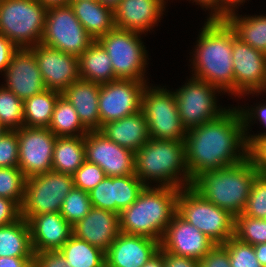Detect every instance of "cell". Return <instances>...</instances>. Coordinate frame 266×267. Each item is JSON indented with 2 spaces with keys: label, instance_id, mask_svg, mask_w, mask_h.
I'll use <instances>...</instances> for the list:
<instances>
[{
  "label": "cell",
  "instance_id": "cb8c5ba5",
  "mask_svg": "<svg viewBox=\"0 0 266 267\" xmlns=\"http://www.w3.org/2000/svg\"><path fill=\"white\" fill-rule=\"evenodd\" d=\"M99 91L100 84L79 79L61 93L75 108L80 121L89 131L101 129Z\"/></svg>",
  "mask_w": 266,
  "mask_h": 267
},
{
  "label": "cell",
  "instance_id": "7a4b0ae2",
  "mask_svg": "<svg viewBox=\"0 0 266 267\" xmlns=\"http://www.w3.org/2000/svg\"><path fill=\"white\" fill-rule=\"evenodd\" d=\"M192 52V77L234 95L233 29L225 20L205 21Z\"/></svg>",
  "mask_w": 266,
  "mask_h": 267
},
{
  "label": "cell",
  "instance_id": "836d02e7",
  "mask_svg": "<svg viewBox=\"0 0 266 267\" xmlns=\"http://www.w3.org/2000/svg\"><path fill=\"white\" fill-rule=\"evenodd\" d=\"M0 123L8 130L24 127L23 100L3 84L0 87Z\"/></svg>",
  "mask_w": 266,
  "mask_h": 267
},
{
  "label": "cell",
  "instance_id": "52a82bcc",
  "mask_svg": "<svg viewBox=\"0 0 266 267\" xmlns=\"http://www.w3.org/2000/svg\"><path fill=\"white\" fill-rule=\"evenodd\" d=\"M177 213L215 244H224L234 236L235 217L204 199L191 186L180 189Z\"/></svg>",
  "mask_w": 266,
  "mask_h": 267
},
{
  "label": "cell",
  "instance_id": "9c48e42d",
  "mask_svg": "<svg viewBox=\"0 0 266 267\" xmlns=\"http://www.w3.org/2000/svg\"><path fill=\"white\" fill-rule=\"evenodd\" d=\"M141 111L146 117L150 139L185 140L187 131L182 126L172 90L147 84L141 97Z\"/></svg>",
  "mask_w": 266,
  "mask_h": 267
},
{
  "label": "cell",
  "instance_id": "f546056e",
  "mask_svg": "<svg viewBox=\"0 0 266 267\" xmlns=\"http://www.w3.org/2000/svg\"><path fill=\"white\" fill-rule=\"evenodd\" d=\"M224 20L241 41L266 54V15L243 17L237 12H232Z\"/></svg>",
  "mask_w": 266,
  "mask_h": 267
},
{
  "label": "cell",
  "instance_id": "30bf717a",
  "mask_svg": "<svg viewBox=\"0 0 266 267\" xmlns=\"http://www.w3.org/2000/svg\"><path fill=\"white\" fill-rule=\"evenodd\" d=\"M73 187L72 175L54 170L26 178L21 217L29 221L38 214L60 212Z\"/></svg>",
  "mask_w": 266,
  "mask_h": 267
},
{
  "label": "cell",
  "instance_id": "db71d44e",
  "mask_svg": "<svg viewBox=\"0 0 266 267\" xmlns=\"http://www.w3.org/2000/svg\"><path fill=\"white\" fill-rule=\"evenodd\" d=\"M246 0H217V4L227 13L235 12L240 4H244ZM244 2V3H243ZM238 5V6H237ZM236 8V9H235Z\"/></svg>",
  "mask_w": 266,
  "mask_h": 267
},
{
  "label": "cell",
  "instance_id": "8fae6325",
  "mask_svg": "<svg viewBox=\"0 0 266 267\" xmlns=\"http://www.w3.org/2000/svg\"><path fill=\"white\" fill-rule=\"evenodd\" d=\"M93 42L70 4L47 8L42 44L79 57Z\"/></svg>",
  "mask_w": 266,
  "mask_h": 267
},
{
  "label": "cell",
  "instance_id": "ac0fdd59",
  "mask_svg": "<svg viewBox=\"0 0 266 267\" xmlns=\"http://www.w3.org/2000/svg\"><path fill=\"white\" fill-rule=\"evenodd\" d=\"M216 244L178 213L167 226L160 248L178 256L200 261Z\"/></svg>",
  "mask_w": 266,
  "mask_h": 267
},
{
  "label": "cell",
  "instance_id": "603a6c76",
  "mask_svg": "<svg viewBox=\"0 0 266 267\" xmlns=\"http://www.w3.org/2000/svg\"><path fill=\"white\" fill-rule=\"evenodd\" d=\"M28 224L33 252L59 251L73 234L72 226L60 212L35 215Z\"/></svg>",
  "mask_w": 266,
  "mask_h": 267
},
{
  "label": "cell",
  "instance_id": "f5cc1de1",
  "mask_svg": "<svg viewBox=\"0 0 266 267\" xmlns=\"http://www.w3.org/2000/svg\"><path fill=\"white\" fill-rule=\"evenodd\" d=\"M0 267H34V257H0Z\"/></svg>",
  "mask_w": 266,
  "mask_h": 267
},
{
  "label": "cell",
  "instance_id": "5b68a950",
  "mask_svg": "<svg viewBox=\"0 0 266 267\" xmlns=\"http://www.w3.org/2000/svg\"><path fill=\"white\" fill-rule=\"evenodd\" d=\"M258 173L248 157L236 165L202 173L192 181L191 187L204 199L236 217L243 213Z\"/></svg>",
  "mask_w": 266,
  "mask_h": 267
},
{
  "label": "cell",
  "instance_id": "ba28073f",
  "mask_svg": "<svg viewBox=\"0 0 266 267\" xmlns=\"http://www.w3.org/2000/svg\"><path fill=\"white\" fill-rule=\"evenodd\" d=\"M142 34L118 28L112 29L97 41L111 59L116 79L147 81L148 52L140 37Z\"/></svg>",
  "mask_w": 266,
  "mask_h": 267
},
{
  "label": "cell",
  "instance_id": "1f68e13d",
  "mask_svg": "<svg viewBox=\"0 0 266 267\" xmlns=\"http://www.w3.org/2000/svg\"><path fill=\"white\" fill-rule=\"evenodd\" d=\"M61 93L45 89L23 101L24 126L48 128L53 109Z\"/></svg>",
  "mask_w": 266,
  "mask_h": 267
},
{
  "label": "cell",
  "instance_id": "f35d334b",
  "mask_svg": "<svg viewBox=\"0 0 266 267\" xmlns=\"http://www.w3.org/2000/svg\"><path fill=\"white\" fill-rule=\"evenodd\" d=\"M243 214L266 219V174L258 173L254 178Z\"/></svg>",
  "mask_w": 266,
  "mask_h": 267
},
{
  "label": "cell",
  "instance_id": "f907efd6",
  "mask_svg": "<svg viewBox=\"0 0 266 267\" xmlns=\"http://www.w3.org/2000/svg\"><path fill=\"white\" fill-rule=\"evenodd\" d=\"M159 251L164 255L165 267H198V260L171 254L161 248H159Z\"/></svg>",
  "mask_w": 266,
  "mask_h": 267
},
{
  "label": "cell",
  "instance_id": "6da1fadb",
  "mask_svg": "<svg viewBox=\"0 0 266 267\" xmlns=\"http://www.w3.org/2000/svg\"><path fill=\"white\" fill-rule=\"evenodd\" d=\"M185 160L193 181L204 172L236 165L248 158L247 137L238 108L187 130Z\"/></svg>",
  "mask_w": 266,
  "mask_h": 267
},
{
  "label": "cell",
  "instance_id": "2e32d148",
  "mask_svg": "<svg viewBox=\"0 0 266 267\" xmlns=\"http://www.w3.org/2000/svg\"><path fill=\"white\" fill-rule=\"evenodd\" d=\"M85 157L100 166L106 176L121 177L135 174V153L108 139L99 130L84 136Z\"/></svg>",
  "mask_w": 266,
  "mask_h": 267
},
{
  "label": "cell",
  "instance_id": "c3c4849f",
  "mask_svg": "<svg viewBox=\"0 0 266 267\" xmlns=\"http://www.w3.org/2000/svg\"><path fill=\"white\" fill-rule=\"evenodd\" d=\"M34 267H68L59 251L34 252Z\"/></svg>",
  "mask_w": 266,
  "mask_h": 267
},
{
  "label": "cell",
  "instance_id": "bcb514c9",
  "mask_svg": "<svg viewBox=\"0 0 266 267\" xmlns=\"http://www.w3.org/2000/svg\"><path fill=\"white\" fill-rule=\"evenodd\" d=\"M198 267H231L227 249L216 244L198 263Z\"/></svg>",
  "mask_w": 266,
  "mask_h": 267
},
{
  "label": "cell",
  "instance_id": "60d3db41",
  "mask_svg": "<svg viewBox=\"0 0 266 267\" xmlns=\"http://www.w3.org/2000/svg\"><path fill=\"white\" fill-rule=\"evenodd\" d=\"M91 206L116 213V177L105 176L89 191Z\"/></svg>",
  "mask_w": 266,
  "mask_h": 267
},
{
  "label": "cell",
  "instance_id": "9a60e30c",
  "mask_svg": "<svg viewBox=\"0 0 266 267\" xmlns=\"http://www.w3.org/2000/svg\"><path fill=\"white\" fill-rule=\"evenodd\" d=\"M56 138L48 128L18 129V167L26 178L52 170Z\"/></svg>",
  "mask_w": 266,
  "mask_h": 267
},
{
  "label": "cell",
  "instance_id": "4dcf8cb0",
  "mask_svg": "<svg viewBox=\"0 0 266 267\" xmlns=\"http://www.w3.org/2000/svg\"><path fill=\"white\" fill-rule=\"evenodd\" d=\"M48 129L56 137L85 136L89 130L82 124L75 108L60 95L55 103Z\"/></svg>",
  "mask_w": 266,
  "mask_h": 267
},
{
  "label": "cell",
  "instance_id": "3957f363",
  "mask_svg": "<svg viewBox=\"0 0 266 267\" xmlns=\"http://www.w3.org/2000/svg\"><path fill=\"white\" fill-rule=\"evenodd\" d=\"M152 186H145L138 198L120 212L119 229L124 234L142 235L160 242L177 213L180 189Z\"/></svg>",
  "mask_w": 266,
  "mask_h": 267
},
{
  "label": "cell",
  "instance_id": "44dd1931",
  "mask_svg": "<svg viewBox=\"0 0 266 267\" xmlns=\"http://www.w3.org/2000/svg\"><path fill=\"white\" fill-rule=\"evenodd\" d=\"M168 0H121L114 9L115 27L145 34L160 22Z\"/></svg>",
  "mask_w": 266,
  "mask_h": 267
},
{
  "label": "cell",
  "instance_id": "277c9868",
  "mask_svg": "<svg viewBox=\"0 0 266 267\" xmlns=\"http://www.w3.org/2000/svg\"><path fill=\"white\" fill-rule=\"evenodd\" d=\"M135 175L146 185L186 188L192 185L184 141L149 139L135 152Z\"/></svg>",
  "mask_w": 266,
  "mask_h": 267
},
{
  "label": "cell",
  "instance_id": "4316f807",
  "mask_svg": "<svg viewBox=\"0 0 266 267\" xmlns=\"http://www.w3.org/2000/svg\"><path fill=\"white\" fill-rule=\"evenodd\" d=\"M80 79L98 84L117 80L111 59L103 46L96 40L78 57Z\"/></svg>",
  "mask_w": 266,
  "mask_h": 267
},
{
  "label": "cell",
  "instance_id": "7dc6e473",
  "mask_svg": "<svg viewBox=\"0 0 266 267\" xmlns=\"http://www.w3.org/2000/svg\"><path fill=\"white\" fill-rule=\"evenodd\" d=\"M21 218V206L13 200L0 197V226L14 223Z\"/></svg>",
  "mask_w": 266,
  "mask_h": 267
},
{
  "label": "cell",
  "instance_id": "91938a15",
  "mask_svg": "<svg viewBox=\"0 0 266 267\" xmlns=\"http://www.w3.org/2000/svg\"><path fill=\"white\" fill-rule=\"evenodd\" d=\"M6 131H8V129L0 123V137H1Z\"/></svg>",
  "mask_w": 266,
  "mask_h": 267
},
{
  "label": "cell",
  "instance_id": "681fc988",
  "mask_svg": "<svg viewBox=\"0 0 266 267\" xmlns=\"http://www.w3.org/2000/svg\"><path fill=\"white\" fill-rule=\"evenodd\" d=\"M18 47L3 34H0V72H5L10 64L13 53Z\"/></svg>",
  "mask_w": 266,
  "mask_h": 267
},
{
  "label": "cell",
  "instance_id": "f6af8a7d",
  "mask_svg": "<svg viewBox=\"0 0 266 267\" xmlns=\"http://www.w3.org/2000/svg\"><path fill=\"white\" fill-rule=\"evenodd\" d=\"M248 157L259 173L266 174V136L247 137Z\"/></svg>",
  "mask_w": 266,
  "mask_h": 267
},
{
  "label": "cell",
  "instance_id": "b9f144b4",
  "mask_svg": "<svg viewBox=\"0 0 266 267\" xmlns=\"http://www.w3.org/2000/svg\"><path fill=\"white\" fill-rule=\"evenodd\" d=\"M72 176L74 187L89 192L100 183L106 175L100 166L85 160Z\"/></svg>",
  "mask_w": 266,
  "mask_h": 267
},
{
  "label": "cell",
  "instance_id": "11a10c76",
  "mask_svg": "<svg viewBox=\"0 0 266 267\" xmlns=\"http://www.w3.org/2000/svg\"><path fill=\"white\" fill-rule=\"evenodd\" d=\"M254 251L256 254V258L259 261V263L266 267V243H260L254 245Z\"/></svg>",
  "mask_w": 266,
  "mask_h": 267
},
{
  "label": "cell",
  "instance_id": "680465c9",
  "mask_svg": "<svg viewBox=\"0 0 266 267\" xmlns=\"http://www.w3.org/2000/svg\"><path fill=\"white\" fill-rule=\"evenodd\" d=\"M97 1L100 2L102 5L107 6L114 10L118 6L121 0H97Z\"/></svg>",
  "mask_w": 266,
  "mask_h": 267
},
{
  "label": "cell",
  "instance_id": "ab89813d",
  "mask_svg": "<svg viewBox=\"0 0 266 267\" xmlns=\"http://www.w3.org/2000/svg\"><path fill=\"white\" fill-rule=\"evenodd\" d=\"M222 245L227 249L231 267H263L256 258L253 245L234 236Z\"/></svg>",
  "mask_w": 266,
  "mask_h": 267
},
{
  "label": "cell",
  "instance_id": "94428289",
  "mask_svg": "<svg viewBox=\"0 0 266 267\" xmlns=\"http://www.w3.org/2000/svg\"><path fill=\"white\" fill-rule=\"evenodd\" d=\"M100 267H109L106 263H104L103 265H101Z\"/></svg>",
  "mask_w": 266,
  "mask_h": 267
},
{
  "label": "cell",
  "instance_id": "7bdbcfd3",
  "mask_svg": "<svg viewBox=\"0 0 266 267\" xmlns=\"http://www.w3.org/2000/svg\"><path fill=\"white\" fill-rule=\"evenodd\" d=\"M18 166V130H8L0 137V167Z\"/></svg>",
  "mask_w": 266,
  "mask_h": 267
},
{
  "label": "cell",
  "instance_id": "7c38bea8",
  "mask_svg": "<svg viewBox=\"0 0 266 267\" xmlns=\"http://www.w3.org/2000/svg\"><path fill=\"white\" fill-rule=\"evenodd\" d=\"M184 84L173 92L186 131L219 118L228 110L218 106L216 93H223L219 88L192 76Z\"/></svg>",
  "mask_w": 266,
  "mask_h": 267
},
{
  "label": "cell",
  "instance_id": "e575fe53",
  "mask_svg": "<svg viewBox=\"0 0 266 267\" xmlns=\"http://www.w3.org/2000/svg\"><path fill=\"white\" fill-rule=\"evenodd\" d=\"M234 237L253 246L266 243V219L251 218L243 213L237 215L234 224Z\"/></svg>",
  "mask_w": 266,
  "mask_h": 267
},
{
  "label": "cell",
  "instance_id": "9f6ffc18",
  "mask_svg": "<svg viewBox=\"0 0 266 267\" xmlns=\"http://www.w3.org/2000/svg\"><path fill=\"white\" fill-rule=\"evenodd\" d=\"M143 267H165L164 255L158 251L144 264Z\"/></svg>",
  "mask_w": 266,
  "mask_h": 267
},
{
  "label": "cell",
  "instance_id": "ee69618b",
  "mask_svg": "<svg viewBox=\"0 0 266 267\" xmlns=\"http://www.w3.org/2000/svg\"><path fill=\"white\" fill-rule=\"evenodd\" d=\"M240 114H241V117H242V121H243V124H244V132H245V135L246 137H263V136H266V132H260L258 134H248L250 133L248 130V128H250L251 124H253V120H254V123H255V120L257 119L261 125H263L264 129L266 128V103H261V104H258L257 106H254V108L249 107L246 108L245 106V109L243 107H239L238 108Z\"/></svg>",
  "mask_w": 266,
  "mask_h": 267
},
{
  "label": "cell",
  "instance_id": "f1b7e54d",
  "mask_svg": "<svg viewBox=\"0 0 266 267\" xmlns=\"http://www.w3.org/2000/svg\"><path fill=\"white\" fill-rule=\"evenodd\" d=\"M85 160L84 136L56 138L52 170L73 175Z\"/></svg>",
  "mask_w": 266,
  "mask_h": 267
},
{
  "label": "cell",
  "instance_id": "d590c367",
  "mask_svg": "<svg viewBox=\"0 0 266 267\" xmlns=\"http://www.w3.org/2000/svg\"><path fill=\"white\" fill-rule=\"evenodd\" d=\"M91 207L89 192L73 187L69 194L64 198L60 214L71 226H73L89 213Z\"/></svg>",
  "mask_w": 266,
  "mask_h": 267
},
{
  "label": "cell",
  "instance_id": "8d00e7d4",
  "mask_svg": "<svg viewBox=\"0 0 266 267\" xmlns=\"http://www.w3.org/2000/svg\"><path fill=\"white\" fill-rule=\"evenodd\" d=\"M26 177L18 166L0 167V197L16 201L22 205Z\"/></svg>",
  "mask_w": 266,
  "mask_h": 267
},
{
  "label": "cell",
  "instance_id": "816d5d0a",
  "mask_svg": "<svg viewBox=\"0 0 266 267\" xmlns=\"http://www.w3.org/2000/svg\"><path fill=\"white\" fill-rule=\"evenodd\" d=\"M191 1V0H190ZM196 4L200 5L204 10H211L207 20H224L227 17V13L217 4V0H192Z\"/></svg>",
  "mask_w": 266,
  "mask_h": 267
},
{
  "label": "cell",
  "instance_id": "484cf974",
  "mask_svg": "<svg viewBox=\"0 0 266 267\" xmlns=\"http://www.w3.org/2000/svg\"><path fill=\"white\" fill-rule=\"evenodd\" d=\"M69 4L76 18L94 41L115 28L114 10L97 0H74Z\"/></svg>",
  "mask_w": 266,
  "mask_h": 267
},
{
  "label": "cell",
  "instance_id": "ffe728a7",
  "mask_svg": "<svg viewBox=\"0 0 266 267\" xmlns=\"http://www.w3.org/2000/svg\"><path fill=\"white\" fill-rule=\"evenodd\" d=\"M159 248L158 240L120 232L105 252V263L109 267H143Z\"/></svg>",
  "mask_w": 266,
  "mask_h": 267
},
{
  "label": "cell",
  "instance_id": "8992f818",
  "mask_svg": "<svg viewBox=\"0 0 266 267\" xmlns=\"http://www.w3.org/2000/svg\"><path fill=\"white\" fill-rule=\"evenodd\" d=\"M47 8L38 0H0V34L18 48L41 43Z\"/></svg>",
  "mask_w": 266,
  "mask_h": 267
},
{
  "label": "cell",
  "instance_id": "4fadbf2b",
  "mask_svg": "<svg viewBox=\"0 0 266 267\" xmlns=\"http://www.w3.org/2000/svg\"><path fill=\"white\" fill-rule=\"evenodd\" d=\"M232 60L234 96L266 92V54L241 41L234 30Z\"/></svg>",
  "mask_w": 266,
  "mask_h": 267
},
{
  "label": "cell",
  "instance_id": "6f0895ef",
  "mask_svg": "<svg viewBox=\"0 0 266 267\" xmlns=\"http://www.w3.org/2000/svg\"><path fill=\"white\" fill-rule=\"evenodd\" d=\"M38 1L46 8H50L53 6H65L70 3L69 0H38Z\"/></svg>",
  "mask_w": 266,
  "mask_h": 267
},
{
  "label": "cell",
  "instance_id": "e0dca14e",
  "mask_svg": "<svg viewBox=\"0 0 266 267\" xmlns=\"http://www.w3.org/2000/svg\"><path fill=\"white\" fill-rule=\"evenodd\" d=\"M39 65L46 89L62 93L80 79L78 57L42 43L30 48Z\"/></svg>",
  "mask_w": 266,
  "mask_h": 267
},
{
  "label": "cell",
  "instance_id": "74e56055",
  "mask_svg": "<svg viewBox=\"0 0 266 267\" xmlns=\"http://www.w3.org/2000/svg\"><path fill=\"white\" fill-rule=\"evenodd\" d=\"M145 186L135 174L116 177V213L128 208Z\"/></svg>",
  "mask_w": 266,
  "mask_h": 267
},
{
  "label": "cell",
  "instance_id": "83f0119b",
  "mask_svg": "<svg viewBox=\"0 0 266 267\" xmlns=\"http://www.w3.org/2000/svg\"><path fill=\"white\" fill-rule=\"evenodd\" d=\"M0 257H34L28 221L0 226Z\"/></svg>",
  "mask_w": 266,
  "mask_h": 267
},
{
  "label": "cell",
  "instance_id": "7402d4cb",
  "mask_svg": "<svg viewBox=\"0 0 266 267\" xmlns=\"http://www.w3.org/2000/svg\"><path fill=\"white\" fill-rule=\"evenodd\" d=\"M73 235L106 252L120 233L119 214L91 207L89 213L72 226Z\"/></svg>",
  "mask_w": 266,
  "mask_h": 267
},
{
  "label": "cell",
  "instance_id": "d6a6232c",
  "mask_svg": "<svg viewBox=\"0 0 266 267\" xmlns=\"http://www.w3.org/2000/svg\"><path fill=\"white\" fill-rule=\"evenodd\" d=\"M59 252L68 267H100L105 263V252L85 240L71 235Z\"/></svg>",
  "mask_w": 266,
  "mask_h": 267
},
{
  "label": "cell",
  "instance_id": "5bb4252c",
  "mask_svg": "<svg viewBox=\"0 0 266 267\" xmlns=\"http://www.w3.org/2000/svg\"><path fill=\"white\" fill-rule=\"evenodd\" d=\"M147 83L117 79L100 84L98 107L101 127L141 111V97Z\"/></svg>",
  "mask_w": 266,
  "mask_h": 267
},
{
  "label": "cell",
  "instance_id": "d4e9b609",
  "mask_svg": "<svg viewBox=\"0 0 266 267\" xmlns=\"http://www.w3.org/2000/svg\"><path fill=\"white\" fill-rule=\"evenodd\" d=\"M99 131L114 143L134 153L150 139L146 117L142 111L106 123Z\"/></svg>",
  "mask_w": 266,
  "mask_h": 267
},
{
  "label": "cell",
  "instance_id": "d6986e66",
  "mask_svg": "<svg viewBox=\"0 0 266 267\" xmlns=\"http://www.w3.org/2000/svg\"><path fill=\"white\" fill-rule=\"evenodd\" d=\"M2 75L6 82L4 87L23 101L46 89L37 59L30 48H18Z\"/></svg>",
  "mask_w": 266,
  "mask_h": 267
}]
</instances>
